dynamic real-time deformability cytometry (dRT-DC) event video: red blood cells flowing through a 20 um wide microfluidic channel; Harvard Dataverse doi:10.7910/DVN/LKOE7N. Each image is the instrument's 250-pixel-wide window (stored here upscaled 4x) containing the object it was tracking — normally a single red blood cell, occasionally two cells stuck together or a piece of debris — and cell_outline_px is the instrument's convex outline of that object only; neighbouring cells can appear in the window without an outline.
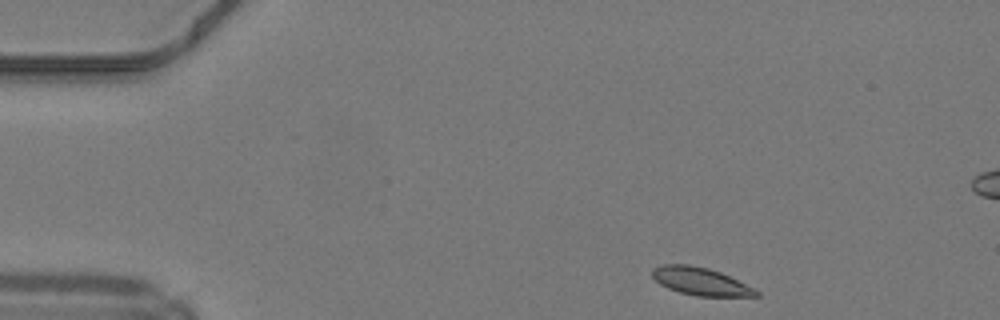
{"species": "common noctule bat (a hibernating species)", "species_latin": "Nyctalus noctula", "temperature_condition": "warm", "stored_images_in_passage": 43, "camera_frame_rate_fps": 3000, "um_per_image_px": 0.085, "animal": {"sex": "male", "body_mass_g": 19.2, "forearm_length_mm": 51.8}, "frame": {"image": 1, "passage_image": 1, "time_ms": 0.0, "image_size_px": [1000, 320], "cell_outline_px": [[760, 296], [696, 296], [680, 292], [668, 288], [660, 284], [652, 276], [652, 268], [664, 264], [688, 264], [708, 268], [720, 272], [760, 292]], "centroid_in_image_um": [59.51, 23.91], "position_along_channel_um": 25.5, "area_um2": 16.53}}
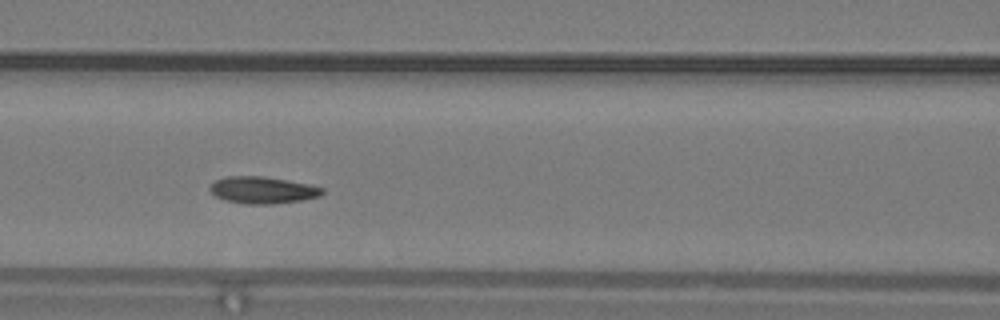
{"frame": {"image": 2, "passage_image": 15, "time_ms": 4.667, "image_size_px": [1000, 320], "cell_outline_px": [[324, 192], [320, 196], [300, 200], [272, 204], [244, 204], [224, 200], [216, 196], [208, 188], [216, 180], [224, 176], [264, 176], [308, 184], [324, 188]], "centroid_in_image_um": [22.3, 16.15], "position_along_channel_um": 144.3, "area_um2": 17.57}}
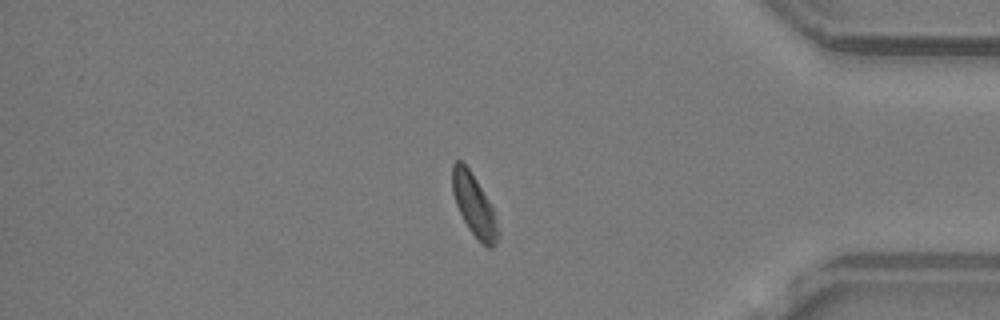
{"frame": {"image": 3, "passage_image": 35, "time_ms": 11.333, "image_size_px": [1000, 320], "cell_outline_px": [[500, 236], [492, 248], [488, 248], [468, 228], [456, 204], [452, 192], [452, 164], [456, 160], [460, 160], [468, 168], [476, 180], [488, 200], [492, 208], [500, 232]], "centroid_in_image_um": [40.29, 17.45], "position_along_channel_um": 394.9, "area_um2": 16.07}, "authors_computed_cell_mechanics": {"area_um2": 17.2244, "velocity_mm_per_s": 4.1938, "shape_relaxation_time_tau1_ms": 3.8493, "shape_relaxation_time_tau2_ms": null, "deformation_change_tau1": 0.1203, "deformation_change_tau2": null}}